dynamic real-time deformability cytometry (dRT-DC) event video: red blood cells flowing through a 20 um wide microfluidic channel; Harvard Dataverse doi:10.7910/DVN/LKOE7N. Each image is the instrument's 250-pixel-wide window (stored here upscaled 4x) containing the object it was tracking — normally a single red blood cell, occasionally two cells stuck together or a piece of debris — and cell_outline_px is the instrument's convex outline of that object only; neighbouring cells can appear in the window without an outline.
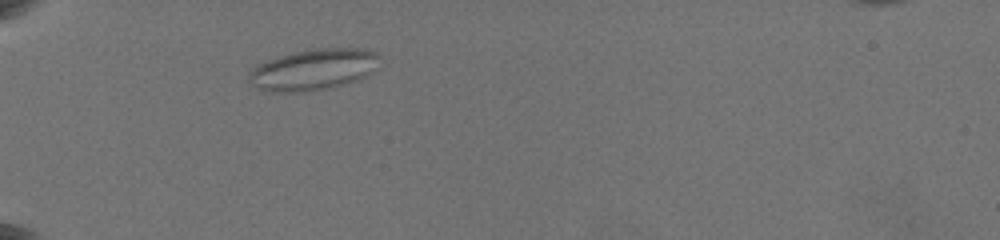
{"species": "common noctule bat (a hibernating species)", "species_latin": "Nyctalus noctula", "temperature_condition": "warm", "stored_images_in_passage": 9, "camera_frame_rate_fps": 3000, "um_per_image_px": 0.085, "animal": {"sex": "female", "body_mass_g": 19.5, "forearm_length_mm": 54.1}, "frame": {"image": 1, "passage_image": 1, "time_ms": 0.0, "image_size_px": [1000, 240], "cell_outline_px": [[380, 56], [376, 68], [368, 76], [360, 80], [332, 88], [300, 92], [268, 92], [252, 84], [248, 80], [248, 72], [252, 68], [268, 60], [292, 52], [316, 48], [364, 48], [376, 52]], "centroid_in_image_um": [26.68, 5.92], "position_along_channel_um": 58.3, "area_um2": 31.73}}
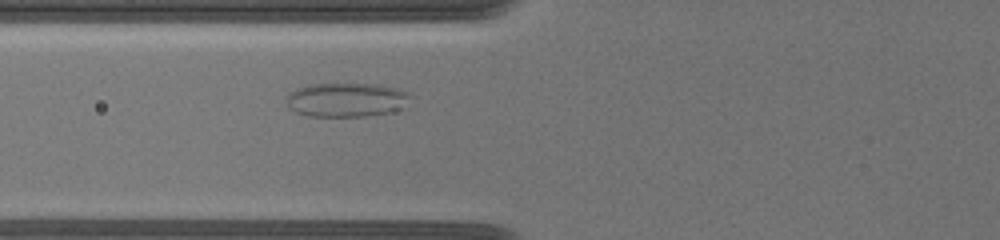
{"frame": {"image": 2, "passage_image": 8, "time_ms": 1.667, "image_size_px": [1000, 240], "cell_outline_px": [[408, 96], [404, 108], [388, 112], [364, 116], [308, 116], [296, 112], [288, 104], [288, 92], [296, 88], [308, 84], [376, 84], [396, 88], [408, 92]], "centroid_in_image_um": [29.42, 8.47], "position_along_channel_um": 96.4, "area_um2": 24.33}}